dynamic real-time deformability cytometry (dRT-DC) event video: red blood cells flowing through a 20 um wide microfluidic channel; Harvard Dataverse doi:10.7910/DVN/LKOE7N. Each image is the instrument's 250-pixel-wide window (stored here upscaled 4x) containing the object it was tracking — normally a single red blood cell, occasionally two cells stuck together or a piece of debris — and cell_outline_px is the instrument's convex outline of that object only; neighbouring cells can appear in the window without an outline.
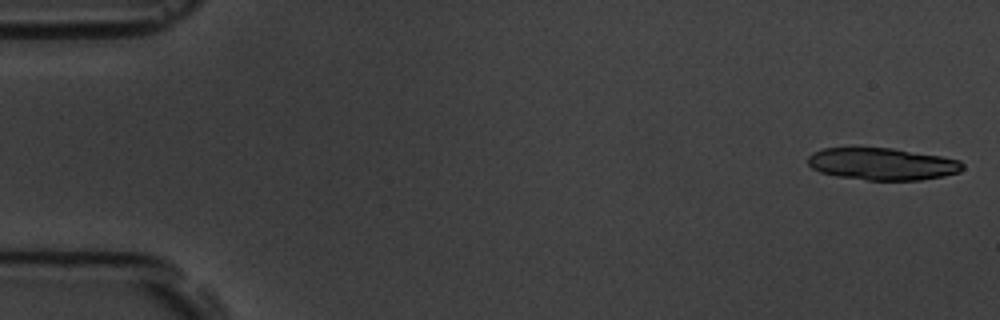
{"species": "common noctule bat (a hibernating species)", "species_latin": "Nyctalus noctula", "temperature_condition": "room temperature", "stored_images_in_passage": 13, "camera_frame_rate_fps": 3000, "um_per_image_px": 0.085, "animal": {"sex": "male", "body_mass_g": 19.5, "forearm_length_mm": 54.6}, "frame": {"image": 1, "passage_image": 1, "time_ms": 0.0, "image_size_px": [1000, 320], "cell_outline_px": [[964, 168], [960, 172], [944, 176], [920, 180], [868, 180], [836, 176], [820, 172], [812, 168], [808, 164], [808, 156], [812, 152], [824, 148], [892, 148], [940, 156], [960, 160], [964, 164]], "centroid_in_image_um": [75.0, 13.94], "position_along_channel_um": 10.0, "area_um2": 29.02}}
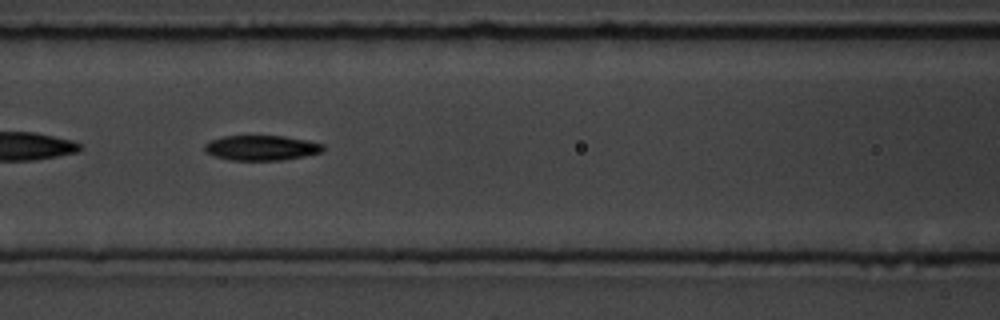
{"frame": {"image": 2, "passage_image": 7, "time_ms": 7.667, "image_size_px": [1000, 320], "cell_outline_px": [[324, 152], [304, 156], [280, 160], [228, 160], [204, 152], [204, 144], [208, 140], [224, 136], [284, 136], [308, 140], [324, 144]], "centroid_in_image_um": [22.21, 12.56], "position_along_channel_um": 144.4, "area_um2": 17.46}}
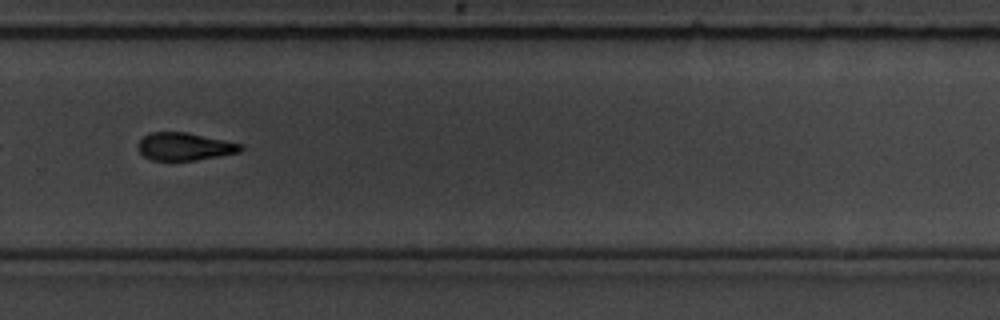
{"frame": {"image": 3, "passage_image": 11, "time_ms": 12.333, "image_size_px": [1000, 320], "cell_outline_px": [[244, 148], [240, 152], [196, 160], [152, 160], [144, 156], [140, 152], [136, 144], [148, 132], [188, 132], [244, 144]], "centroid_in_image_um": [15.7, 12.44], "position_along_channel_um": 314.1, "area_um2": 16.7}, "authors_computed_cell_mechanics": {"area_um2": 17.8024, "velocity_mm_per_s": 3.6478, "shape_relaxation_time_tau1_ms": 2.2054, "shape_relaxation_time_tau2_ms": 6.1321, "deformation_change_tau1": 0.0913, "deformation_change_tau2": 0.1631}}